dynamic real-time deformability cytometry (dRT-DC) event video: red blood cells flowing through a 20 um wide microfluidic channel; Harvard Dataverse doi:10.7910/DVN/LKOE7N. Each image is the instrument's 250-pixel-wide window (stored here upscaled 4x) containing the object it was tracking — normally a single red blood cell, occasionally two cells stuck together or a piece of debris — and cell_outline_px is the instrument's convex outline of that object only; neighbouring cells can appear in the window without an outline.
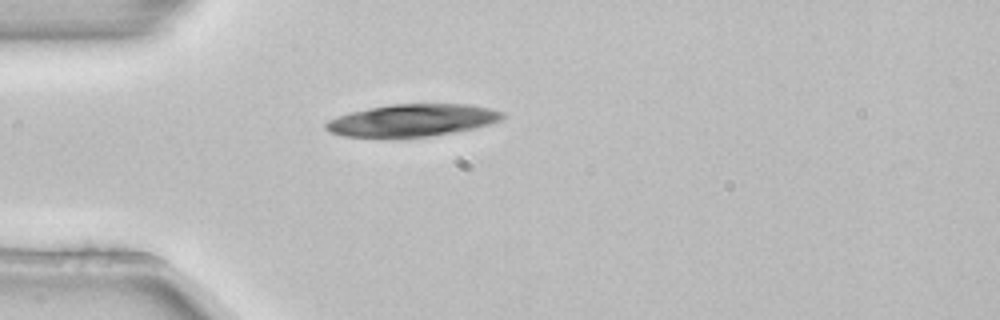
{"species": "common noctule bat (a hibernating species)", "species_latin": "Nyctalus noctula", "temperature_condition": "room temperature", "stored_images_in_passage": 2, "camera_frame_rate_fps": 3000, "um_per_image_px": 0.085, "animal": {"sex": "female", "body_mass_g": 22.7, "forearm_length_mm": 54.2}, "frame": {"image": 1, "passage_image": 1, "time_ms": 0.0, "image_size_px": [1000, 320], "cell_outline_px": [[504, 116], [500, 120], [476, 128], [428, 136], [392, 140], [344, 136], [328, 132], [324, 128], [324, 124], [328, 120], [352, 112], [392, 104], [468, 104], [488, 108], [504, 112]], "centroid_in_image_um": [34.98, 10.26], "position_along_channel_um": 50.0, "area_um2": 33.7}}